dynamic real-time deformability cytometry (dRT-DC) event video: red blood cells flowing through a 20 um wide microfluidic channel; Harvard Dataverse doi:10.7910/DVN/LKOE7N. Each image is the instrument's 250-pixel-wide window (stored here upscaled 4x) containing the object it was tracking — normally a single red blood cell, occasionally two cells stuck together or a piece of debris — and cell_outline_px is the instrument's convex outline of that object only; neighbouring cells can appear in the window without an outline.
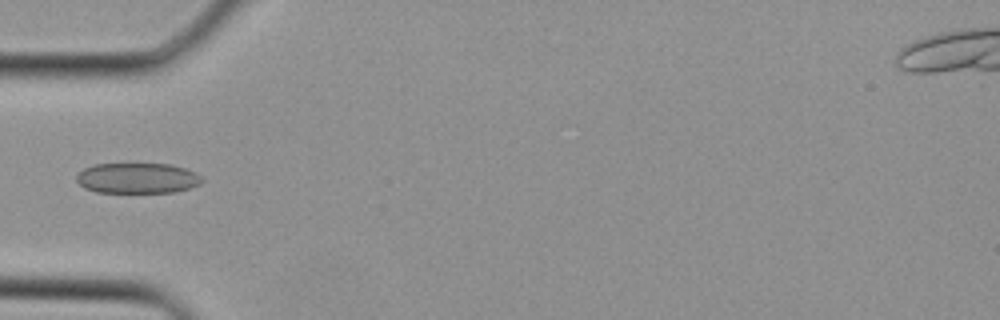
{"species": "Egyptian fruit bat (a non-hibernating species)", "species_latin": "Rousettus aegyptiacus", "temperature_condition": "cold", "stored_images_in_passage": 35, "camera_frame_rate_fps": 3000, "um_per_image_px": 0.085, "animal": {"sex": "female"}, "frame": {"image": 1, "passage_image": 12, "time_ms": 3.667, "image_size_px": [1000, 320], "cell_outline_px": [[204, 180], [200, 184], [176, 192], [96, 192], [84, 188], [76, 180], [76, 176], [84, 168], [92, 164], [168, 164], [184, 168], [196, 172]], "centroid_in_image_um": [11.67, 15.14], "position_along_channel_um": 73.3, "area_um2": 22.25}}
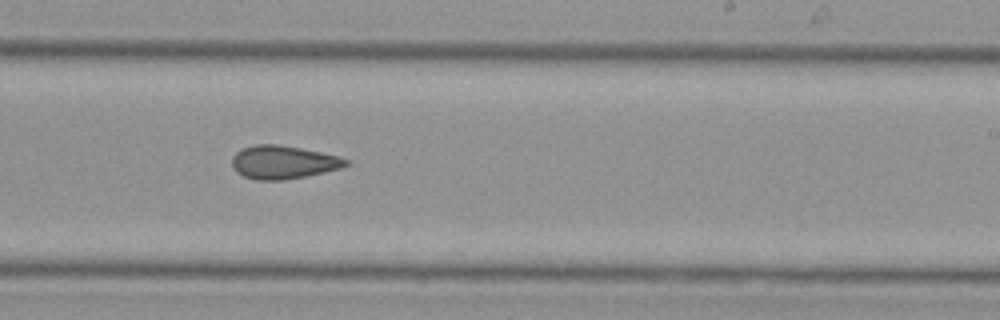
{"frame": {"image": 2, "passage_image": 22, "time_ms": 7.0, "image_size_px": [1000, 320], "cell_outline_px": [[348, 164], [340, 168], [324, 172], [284, 180], [256, 180], [244, 176], [236, 172], [232, 168], [232, 156], [240, 148], [256, 144], [276, 144], [300, 148], [320, 152], [336, 156], [348, 160]], "centroid_in_image_um": [24.0, 13.78], "position_along_channel_um": 265.0, "area_um2": 21.96}}
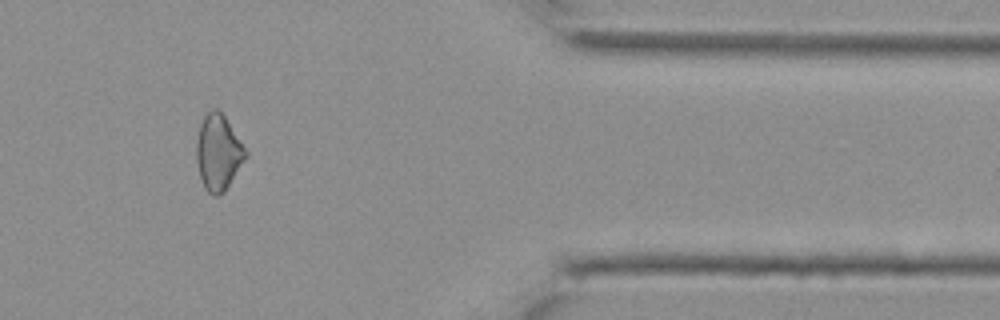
{"frame": {"image": 3, "passage_image": 30, "time_ms": 9.667, "image_size_px": [1000, 320], "cell_outline_px": [[248, 156], [224, 192], [216, 196], [212, 196], [204, 188], [200, 176], [196, 160], [196, 144], [200, 124], [204, 116], [212, 108], [216, 108], [224, 116], [248, 152]], "centroid_in_image_um": [18.55, 12.98], "position_along_channel_um": 392.8, "area_um2": 21.62}}